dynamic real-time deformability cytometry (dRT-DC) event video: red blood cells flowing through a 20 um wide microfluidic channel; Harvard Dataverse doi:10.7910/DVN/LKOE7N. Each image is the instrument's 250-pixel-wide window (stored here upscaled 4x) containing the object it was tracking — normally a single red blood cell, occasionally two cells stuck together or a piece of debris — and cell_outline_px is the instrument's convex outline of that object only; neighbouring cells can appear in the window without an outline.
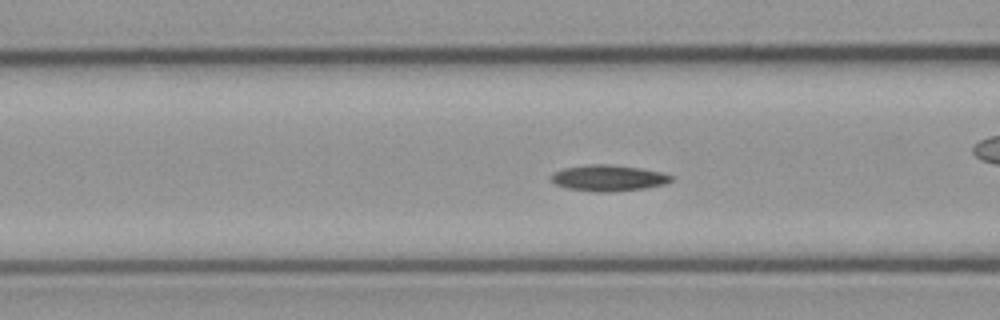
{"species": "common noctule bat (a hibernating species)", "species_latin": "Nyctalus noctula", "temperature_condition": "cold", "stored_images_in_passage": 50, "camera_frame_rate_fps": 3000, "um_per_image_px": 0.085, "animal": {"sex": "male", "body_mass_g": 23.1, "forearm_length_mm": 52.7}, "frame": {"image": 1, "passage_image": 15, "time_ms": 4.667, "image_size_px": [1000, 320], "cell_outline_px": [[676, 176], [668, 184], [644, 188], [608, 192], [592, 192], [568, 188], [556, 184], [552, 180], [552, 176], [556, 172], [564, 168], [588, 164], [608, 164], [640, 168], [660, 172]], "centroid_in_image_um": [51.78, 15.13], "position_along_channel_um": 114.8, "area_um2": 18.21}}
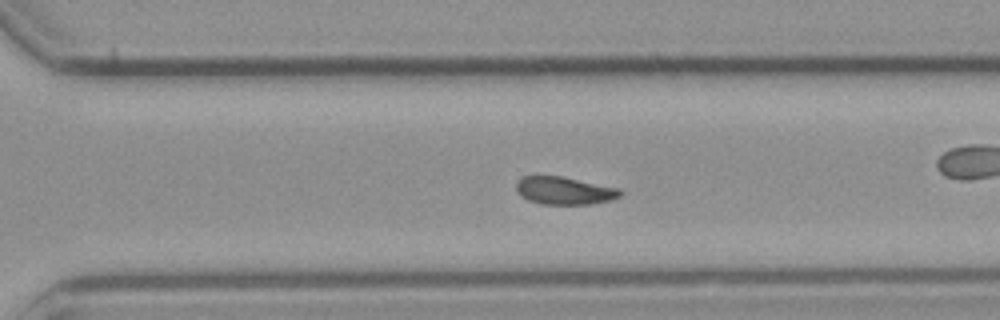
{"frame": {"image": 2, "passage_image": 32, "time_ms": 10.333, "image_size_px": [1000, 320], "cell_outline_px": [[624, 192], [620, 196], [612, 200], [592, 204], [540, 204], [528, 200], [520, 196], [516, 192], [516, 184], [524, 176], [560, 176], [620, 188]], "centroid_in_image_um": [47.99, 16.21], "position_along_channel_um": 322.6, "area_um2": 16.88}}
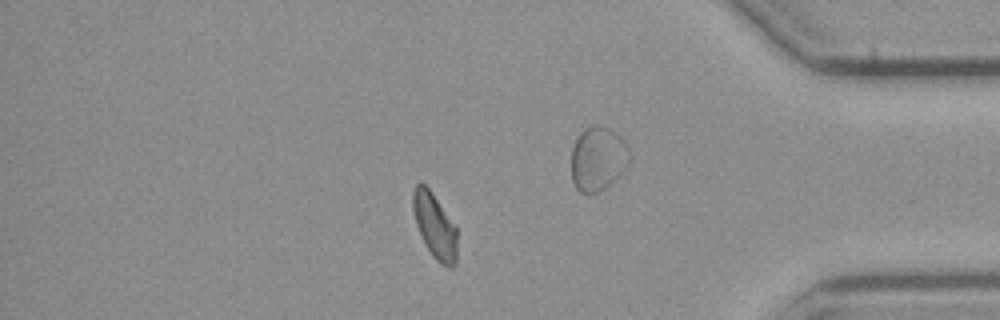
{"frame": {"image": 3, "passage_image": 41, "time_ms": 13.333, "image_size_px": [1000, 320], "cell_outline_px": [[456, 264], [452, 268], [448, 268], [436, 260], [428, 248], [416, 224], [412, 208], [412, 192], [416, 184], [420, 180], [432, 192], [456, 228]], "centroid_in_image_um": [36.93, 19.17], "position_along_channel_um": 398.3, "area_um2": 16.47}, "authors_computed_cell_mechanics": {"area_um2": 17.1955, "velocity_mm_per_s": 3.6739, "shape_relaxation_time_tau1_ms": 6.0628, "shape_relaxation_time_tau2_ms": null, "deformation_change_tau1": 0.1366, "deformation_change_tau2": null}}